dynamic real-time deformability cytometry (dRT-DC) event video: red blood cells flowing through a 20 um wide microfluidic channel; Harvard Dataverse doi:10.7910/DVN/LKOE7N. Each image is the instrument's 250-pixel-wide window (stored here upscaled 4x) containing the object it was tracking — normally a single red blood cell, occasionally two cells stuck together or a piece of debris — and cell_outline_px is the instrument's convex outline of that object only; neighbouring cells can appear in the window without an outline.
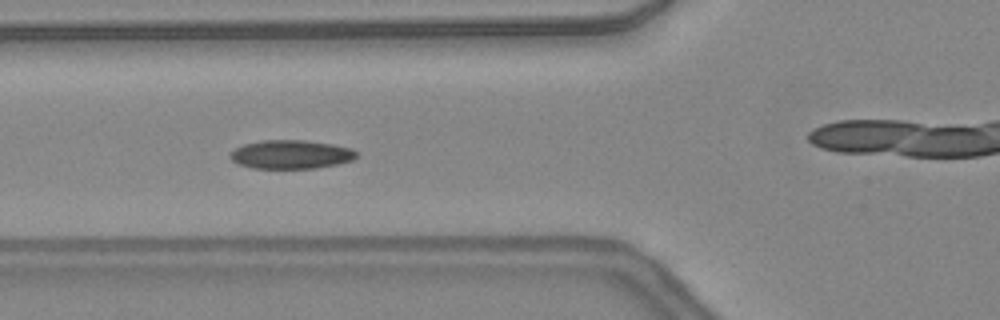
{"species": "common noctule bat (a hibernating species)", "species_latin": "Nyctalus noctula", "temperature_condition": "warm", "stored_images_in_passage": 7, "camera_frame_rate_fps": 3000, "um_per_image_px": 0.085, "animal": {"sex": "female", "body_mass_g": 24.6, "forearm_length_mm": 56.2}, "frame": {"image": 1, "passage_image": 5, "time_ms": 1.333, "image_size_px": [1000, 320], "cell_outline_px": [[356, 156], [352, 160], [336, 164], [316, 168], [252, 168], [240, 164], [232, 160], [228, 156], [236, 148], [244, 144], [264, 140], [304, 140], [332, 144], [352, 148], [356, 152]], "centroid_in_image_um": [24.73, 13.12], "position_along_channel_um": 101.1, "area_um2": 20.92}}